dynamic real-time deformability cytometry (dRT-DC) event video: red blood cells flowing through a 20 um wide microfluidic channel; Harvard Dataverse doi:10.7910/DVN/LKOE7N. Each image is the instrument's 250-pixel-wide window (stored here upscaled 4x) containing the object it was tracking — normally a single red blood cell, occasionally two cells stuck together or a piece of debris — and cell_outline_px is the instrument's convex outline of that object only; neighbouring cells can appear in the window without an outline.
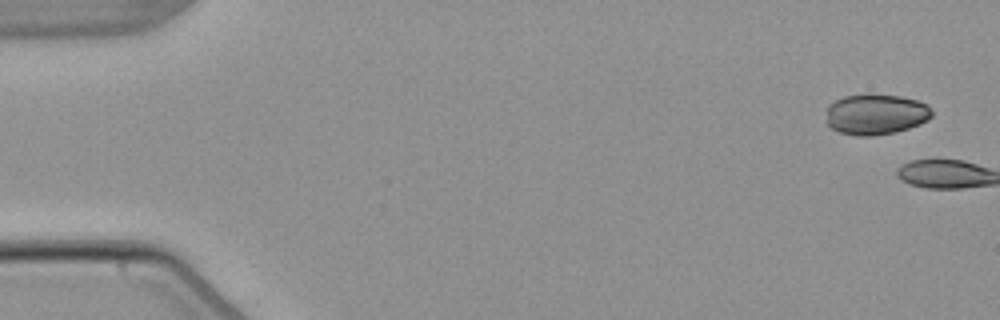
{"species": "common noctule bat (a hibernating species)", "species_latin": "Nyctalus noctula", "temperature_condition": "warm", "stored_images_in_passage": 5, "camera_frame_rate_fps": 3000, "um_per_image_px": 0.085, "animal": {"sex": "male", "body_mass_g": 21.5, "forearm_length_mm": 52.0}, "frame": {"image": 1, "passage_image": 1, "time_ms": 0.0, "image_size_px": [1000, 320], "cell_outline_px": [[932, 116], [928, 120], [920, 124], [896, 132], [872, 136], [856, 136], [840, 132], [832, 128], [828, 124], [828, 104], [844, 96], [900, 96], [916, 100], [928, 104], [932, 112]], "centroid_in_image_um": [74.48, 9.75], "position_along_channel_um": 10.5, "area_um2": 24.57}}
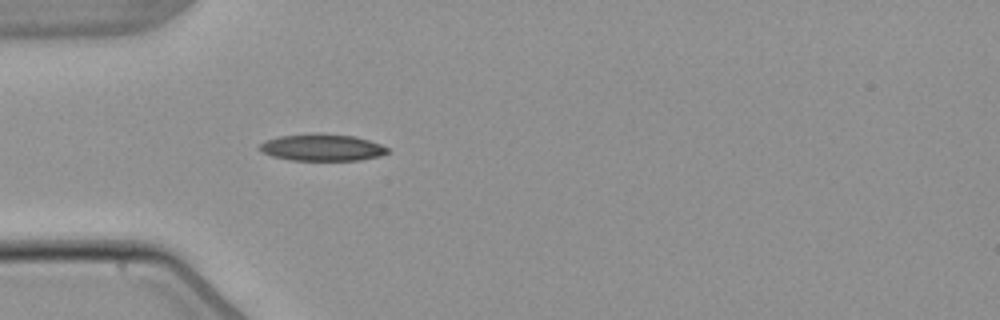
{"frame": {"image": 2, "passage_image": 5, "time_ms": 5.667, "image_size_px": [1000, 320], "cell_outline_px": [[388, 152], [380, 156], [360, 160], [288, 160], [272, 156], [264, 152], [260, 148], [260, 144], [264, 140], [280, 136], [316, 132], [320, 132], [356, 136], [380, 144], [388, 148]], "centroid_in_image_um": [27.38, 12.52], "position_along_channel_um": 57.6, "area_um2": 20.17}}